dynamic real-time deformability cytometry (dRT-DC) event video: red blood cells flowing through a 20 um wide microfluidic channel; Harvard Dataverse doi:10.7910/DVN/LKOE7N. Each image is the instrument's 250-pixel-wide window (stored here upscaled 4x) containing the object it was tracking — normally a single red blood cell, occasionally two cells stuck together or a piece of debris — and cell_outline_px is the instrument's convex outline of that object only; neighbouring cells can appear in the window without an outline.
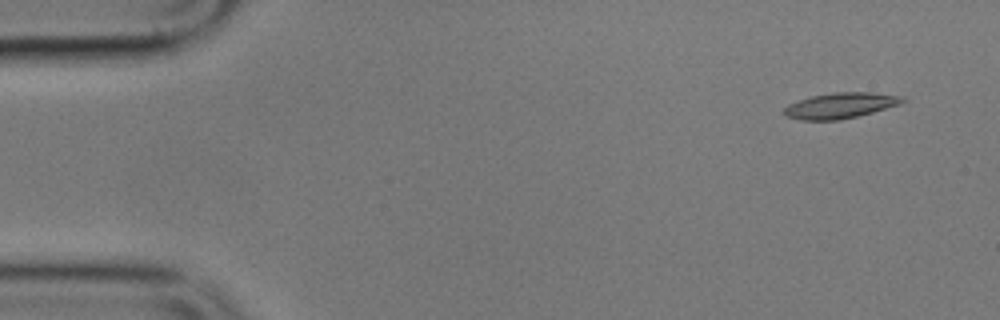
{"species": "common noctule bat (a hibernating species)", "species_latin": "Nyctalus noctula", "temperature_condition": "cold", "stored_images_in_passage": 7, "camera_frame_rate_fps": 3000, "um_per_image_px": 0.085, "animal": {"sex": "male", "body_mass_g": 17.9}, "frame": {"image": 1, "passage_image": 1, "time_ms": 0.0, "image_size_px": [1000, 320], "cell_outline_px": [[908, 100], [900, 104], [872, 112], [840, 120], [800, 120], [784, 116], [784, 108], [788, 104], [812, 96], [832, 92], [872, 92], [900, 96]], "centroid_in_image_um": [71.42, 8.97], "position_along_channel_um": 13.6, "area_um2": 17.63}}
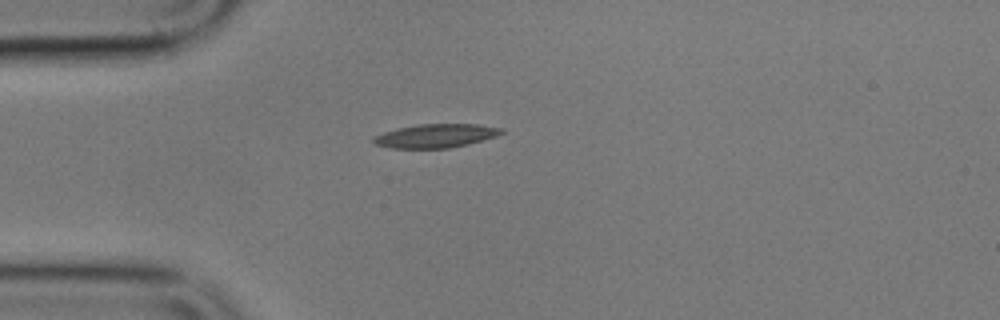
{"frame": {"image": 2, "passage_image": 4, "time_ms": 3.667, "image_size_px": [1000, 320], "cell_outline_px": [[504, 132], [496, 136], [468, 144], [448, 148], [392, 148], [376, 144], [372, 140], [376, 136], [384, 132], [396, 128], [420, 124], [476, 124], [504, 128]], "centroid_in_image_um": [37.06, 11.54], "position_along_channel_um": 47.9, "area_um2": 17.51}}
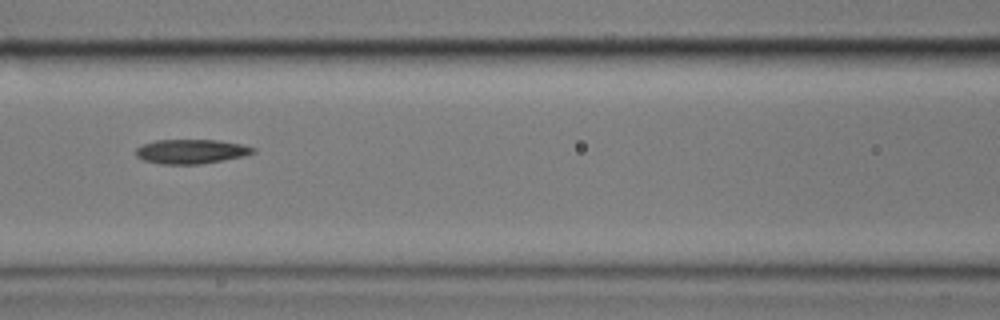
{"frame": {"image": 3, "passage_image": 7, "time_ms": 7.0, "image_size_px": [1000, 320], "cell_outline_px": [[256, 152], [244, 156], [224, 160], [200, 164], [160, 164], [144, 160], [136, 156], [136, 148], [144, 144], [156, 140], [216, 140], [240, 144], [256, 148]], "centroid_in_image_um": [16.26, 12.88], "position_along_channel_um": 150.3, "area_um2": 16.59}}